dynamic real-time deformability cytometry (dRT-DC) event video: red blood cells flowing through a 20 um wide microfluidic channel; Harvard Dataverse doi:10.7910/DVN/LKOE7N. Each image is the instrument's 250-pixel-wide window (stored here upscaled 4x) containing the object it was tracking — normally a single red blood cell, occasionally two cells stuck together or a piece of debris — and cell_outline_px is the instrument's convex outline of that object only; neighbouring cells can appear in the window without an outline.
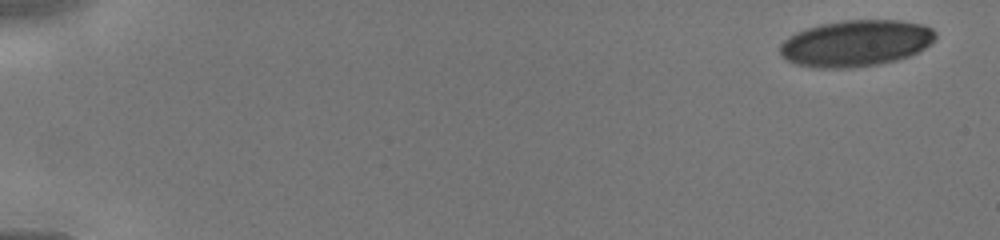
{"species": "human", "species_latin": "Homo sapiens", "temperature_condition": "cold", "stored_images_in_passage": 6, "segment_of_instrument_passage": [1, 2], "camera_frame_rate_fps": 3000, "um_per_image_px": 0.085, "donor": {"sex": "male"}, "frame": {"image": 1, "passage_image": 1, "time_ms": 0.0, "image_size_px": [1000, 240], "cell_outline_px": [[936, 36], [924, 48], [908, 56], [896, 60], [880, 64], [844, 68], [816, 68], [796, 64], [780, 56], [780, 44], [788, 36], [796, 32], [820, 24], [844, 20], [900, 20], [924, 24], [932, 28], [936, 32]], "centroid_in_image_um": [72.73, 3.67], "position_along_channel_um": 12.3, "area_um2": 42.02}}